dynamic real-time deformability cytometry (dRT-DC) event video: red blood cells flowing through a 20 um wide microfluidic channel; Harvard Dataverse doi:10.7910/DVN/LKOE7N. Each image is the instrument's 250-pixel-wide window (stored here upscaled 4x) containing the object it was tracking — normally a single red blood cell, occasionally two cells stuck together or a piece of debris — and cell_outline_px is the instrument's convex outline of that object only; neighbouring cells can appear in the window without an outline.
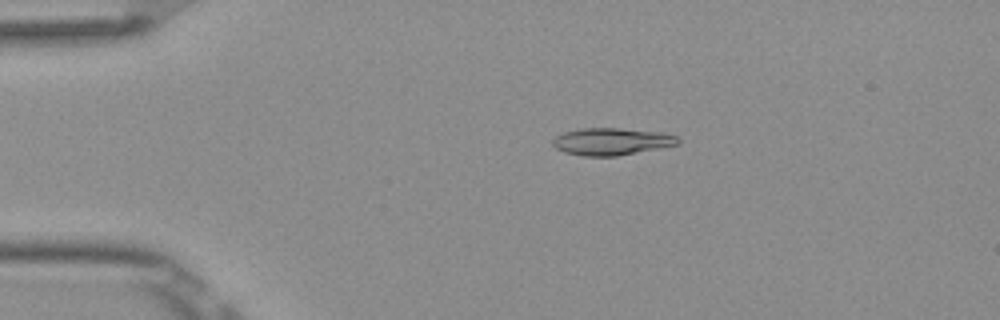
{"species": "Egyptian fruit bat (a non-hibernating species)", "species_latin": "Rousettus aegyptiacus", "temperature_condition": "room temperature", "stored_images_in_passage": 52, "camera_frame_rate_fps": 3000, "um_per_image_px": 0.085, "frame": {"image": 1, "passage_image": 10, "time_ms": 3.0, "image_size_px": [1000, 320], "cell_outline_px": [[680, 140], [676, 144], [616, 156], [584, 156], [564, 152], [556, 148], [552, 144], [552, 140], [556, 136], [564, 132], [580, 128], [616, 128], [660, 132], [676, 136]], "centroid_in_image_um": [51.91, 12.02], "position_along_channel_um": 33.1, "area_um2": 19.48}}
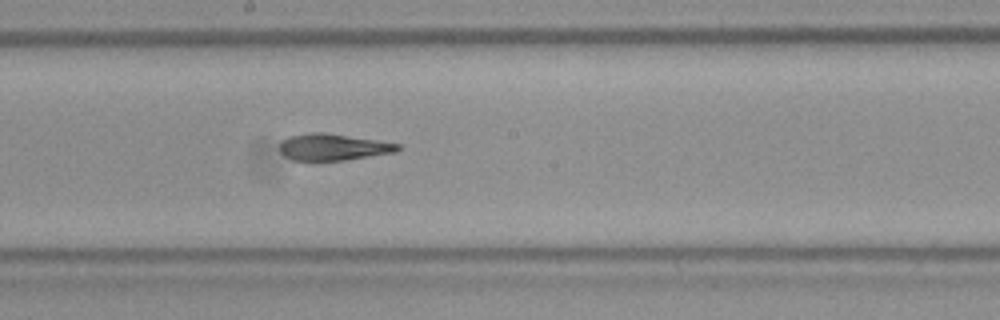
{"frame": {"image": 2, "passage_image": 28, "time_ms": 9.0, "image_size_px": [1000, 320], "cell_outline_px": [[400, 148], [396, 152], [344, 160], [292, 160], [284, 156], [280, 152], [280, 140], [288, 136], [312, 132], [324, 132], [376, 140], [400, 144]], "centroid_in_image_um": [28.26, 12.49], "position_along_channel_um": 219.9, "area_um2": 18.26}}
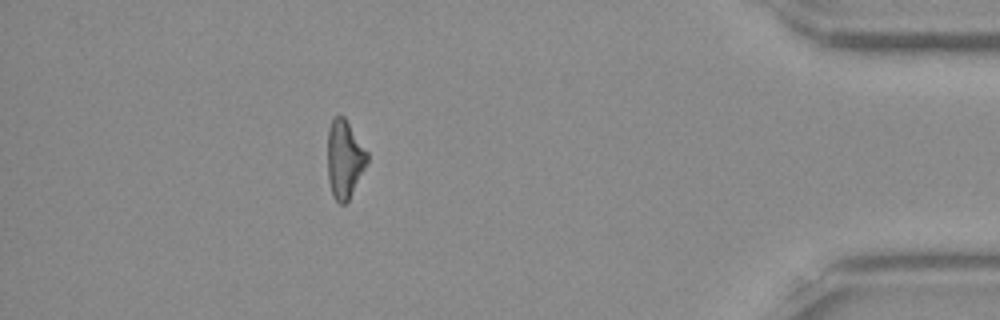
{"frame": {"image": 3, "passage_image": 46, "time_ms": 15.0, "image_size_px": [1000, 320], "cell_outline_px": [[368, 164], [348, 200], [344, 204], [340, 204], [336, 200], [332, 192], [328, 180], [328, 128], [332, 120], [336, 116], [344, 116], [368, 152]], "centroid_in_image_um": [29.3, 13.52], "position_along_channel_um": 405.9, "area_um2": 17.98}, "authors_computed_cell_mechanics": {"area_um2": 19.2474, "velocity_mm_per_s": 3.892, "shape_relaxation_time_tau1_ms": 10.7816, "shape_relaxation_time_tau2_ms": 2.9278, "deformation_change_tau1": 0.2709, "deformation_change_tau2": 0.1151}}